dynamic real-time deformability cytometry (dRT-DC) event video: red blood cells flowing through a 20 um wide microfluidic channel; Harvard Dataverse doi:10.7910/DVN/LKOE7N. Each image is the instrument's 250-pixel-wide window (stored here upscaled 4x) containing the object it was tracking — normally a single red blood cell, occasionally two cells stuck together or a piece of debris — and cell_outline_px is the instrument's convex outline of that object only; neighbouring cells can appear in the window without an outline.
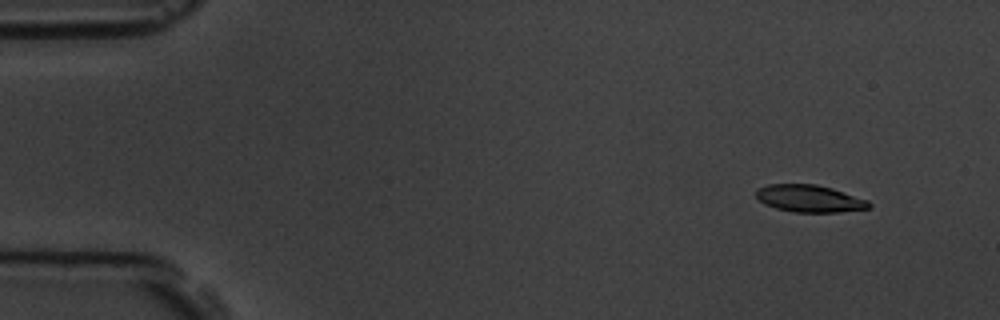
{"species": "common noctule bat (a hibernating species)", "species_latin": "Nyctalus noctula", "temperature_condition": "room temperature", "stored_images_in_passage": 8, "camera_frame_rate_fps": 3000, "um_per_image_px": 0.085, "animal": {"sex": "male", "body_mass_g": 19.5, "forearm_length_mm": 54.6}, "frame": {"image": 1, "passage_image": 2, "time_ms": 1.333, "image_size_px": [1000, 320], "cell_outline_px": [[872, 208], [836, 212], [792, 212], [776, 208], [764, 204], [756, 196], [756, 188], [768, 184], [816, 184], [832, 188], [868, 200], [872, 204]], "centroid_in_image_um": [68.81, 16.87], "position_along_channel_um": 16.2, "area_um2": 17.98}}
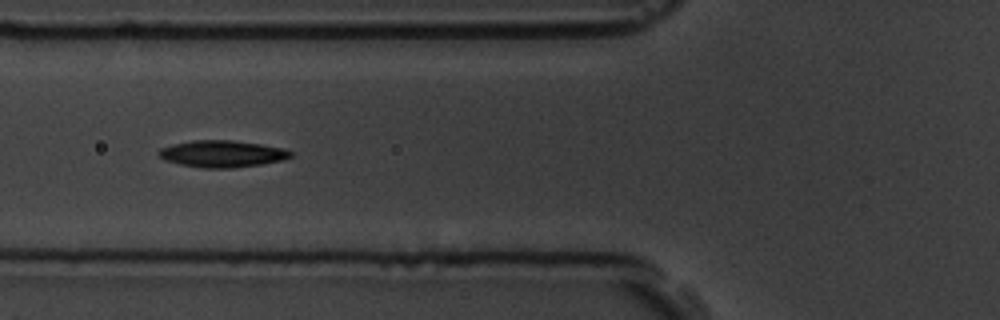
{"frame": {"image": 2, "passage_image": 6, "time_ms": 6.667, "image_size_px": [1000, 320], "cell_outline_px": [[292, 156], [284, 160], [260, 164], [232, 168], [204, 168], [180, 164], [164, 160], [156, 152], [160, 148], [172, 144], [192, 140], [232, 140], [260, 144], [284, 148], [292, 152]], "centroid_in_image_um": [18.87, 13.07], "position_along_channel_um": 106.9, "area_um2": 20.63}}
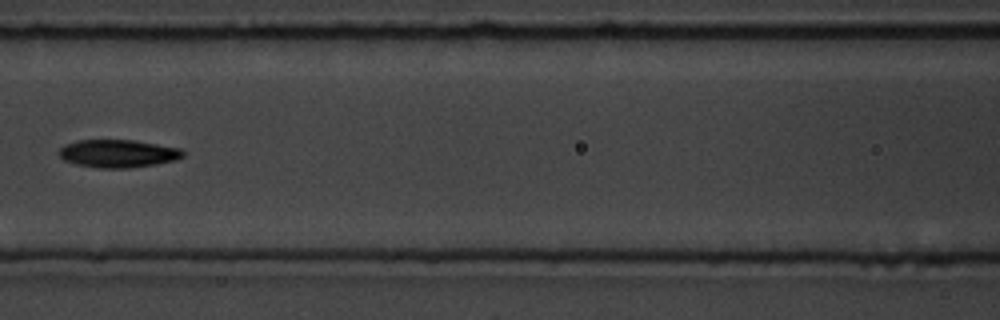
{"frame": {"image": 3, "passage_image": 7, "time_ms": 8.0, "image_size_px": [1000, 320], "cell_outline_px": [[184, 156], [176, 160], [156, 164], [128, 168], [100, 168], [76, 164], [64, 160], [60, 156], [60, 148], [64, 144], [76, 140], [132, 140], [180, 148], [184, 152]], "centroid_in_image_um": [10.03, 13.05], "position_along_channel_um": 156.6, "area_um2": 20.06}}